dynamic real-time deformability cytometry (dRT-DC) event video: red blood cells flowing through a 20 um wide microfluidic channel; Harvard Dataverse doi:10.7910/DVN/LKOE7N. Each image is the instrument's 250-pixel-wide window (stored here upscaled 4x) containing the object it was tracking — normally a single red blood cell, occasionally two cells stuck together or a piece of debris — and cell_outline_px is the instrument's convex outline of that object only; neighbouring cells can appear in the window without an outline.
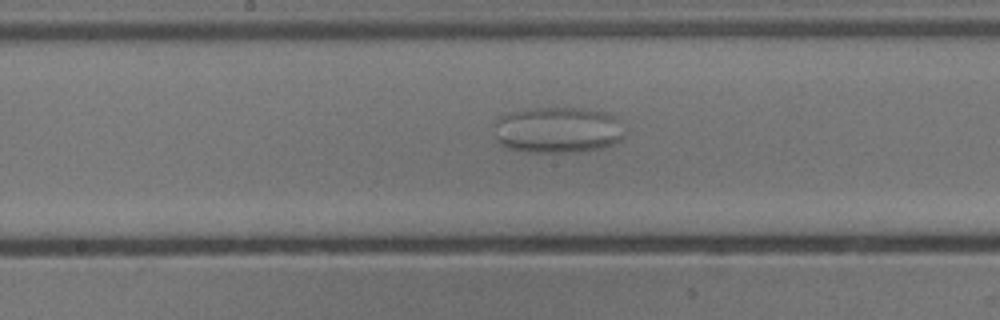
{"species": "common noctule bat (a hibernating species)", "species_latin": "Nyctalus noctula", "temperature_condition": "cold", "stored_images_in_passage": 43, "camera_frame_rate_fps": 3000, "um_per_image_px": 0.085, "animal": {"sex": "male", "body_mass_g": 13.3}, "frame": {"image": 1, "passage_image": 15, "time_ms": 4.667, "image_size_px": [1000, 320], "cell_outline_px": [[624, 136], [620, 140], [612, 144], [600, 148], [580, 152], [528, 152], [508, 148], [500, 144], [496, 140], [496, 120], [500, 116], [508, 112], [532, 108], [584, 108], [608, 112], [612, 116], [624, 132]], "centroid_in_image_um": [47.38, 11.05], "position_along_channel_um": 200.8, "area_um2": 35.08}}